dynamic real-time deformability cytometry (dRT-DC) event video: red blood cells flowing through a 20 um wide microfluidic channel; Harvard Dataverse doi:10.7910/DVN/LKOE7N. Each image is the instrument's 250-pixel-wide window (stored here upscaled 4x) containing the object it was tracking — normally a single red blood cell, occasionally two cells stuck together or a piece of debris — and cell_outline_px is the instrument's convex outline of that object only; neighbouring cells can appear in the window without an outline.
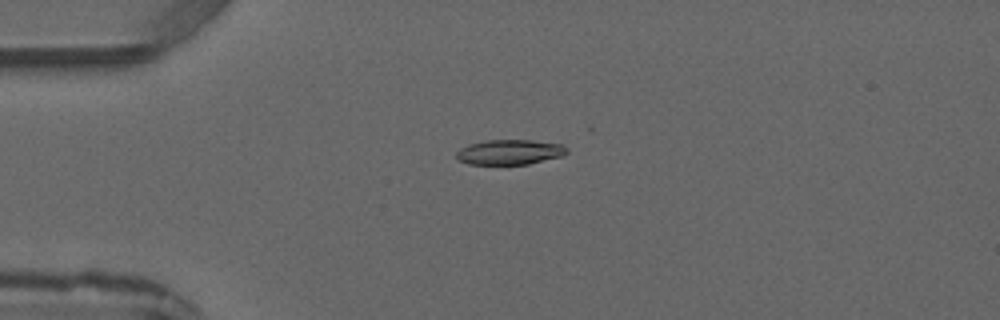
{"species": "common noctule bat (a hibernating species)", "species_latin": "Nyctalus noctula", "temperature_condition": "warm", "stored_images_in_passage": 5, "camera_frame_rate_fps": 3000, "um_per_image_px": 0.085, "animal": {"sex": "male", "forearm_length_mm": 52.5}, "frame": {"image": 1, "passage_image": 4, "time_ms": 3.333, "image_size_px": [1000, 320], "cell_outline_px": [[568, 152], [564, 156], [528, 164], [468, 164], [460, 160], [456, 156], [456, 152], [460, 148], [468, 144], [484, 140], [532, 140], [560, 144], [568, 148]], "centroid_in_image_um": [43.34, 12.92], "position_along_channel_um": 41.7, "area_um2": 16.18}}
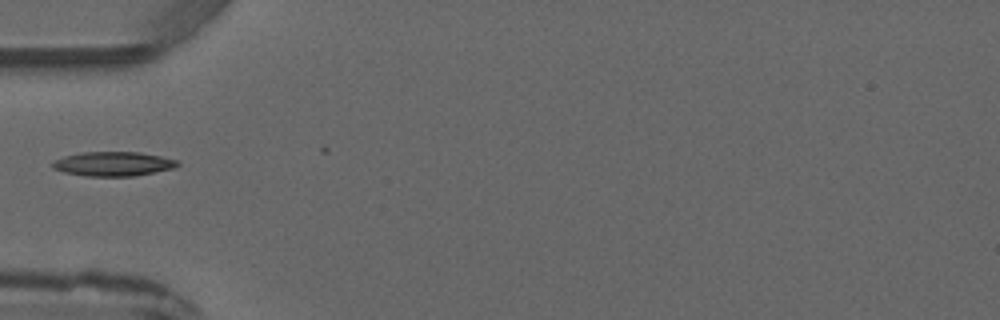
{"frame": {"image": 2, "passage_image": 5, "time_ms": 4.667, "image_size_px": [1000, 320], "cell_outline_px": [[180, 164], [176, 168], [132, 176], [84, 176], [64, 172], [52, 168], [52, 160], [64, 156], [80, 152], [140, 152], [180, 160]], "centroid_in_image_um": [9.63, 13.92], "position_along_channel_um": 75.4, "area_um2": 17.92}}